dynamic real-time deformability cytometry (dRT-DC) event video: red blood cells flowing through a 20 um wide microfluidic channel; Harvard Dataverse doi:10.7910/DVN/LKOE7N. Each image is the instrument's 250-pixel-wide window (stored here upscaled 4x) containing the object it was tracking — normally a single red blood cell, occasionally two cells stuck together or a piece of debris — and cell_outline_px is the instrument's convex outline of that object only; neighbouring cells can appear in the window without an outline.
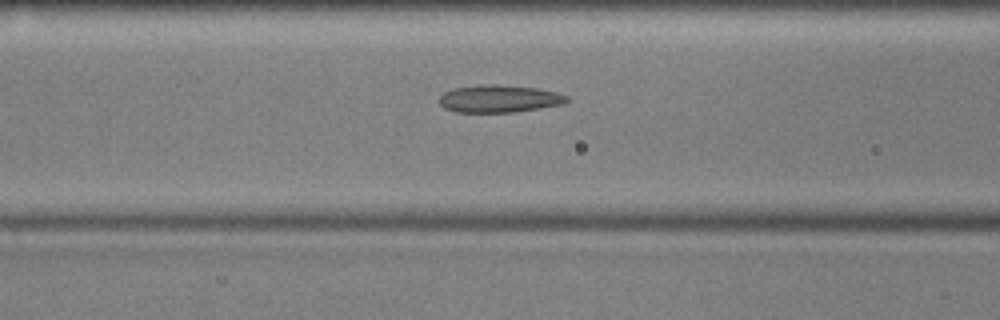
{"species": "common noctule bat (a hibernating species)", "species_latin": "Nyctalus noctula", "temperature_condition": "cold", "stored_images_in_passage": 47, "camera_frame_rate_fps": 3000, "um_per_image_px": 0.085, "animal": {"sex": "male", "body_mass_g": 17.9, "forearm_length_mm": 54.2}, "frame": {"image": 1, "passage_image": 13, "time_ms": 4.0, "image_size_px": [1000, 320], "cell_outline_px": [[568, 100], [564, 104], [516, 112], [456, 112], [444, 108], [440, 104], [440, 96], [444, 92], [452, 88], [480, 84], [496, 84], [536, 88], [556, 92], [568, 96]], "centroid_in_image_um": [42.42, 8.39], "position_along_channel_um": 124.2, "area_um2": 20.52}}
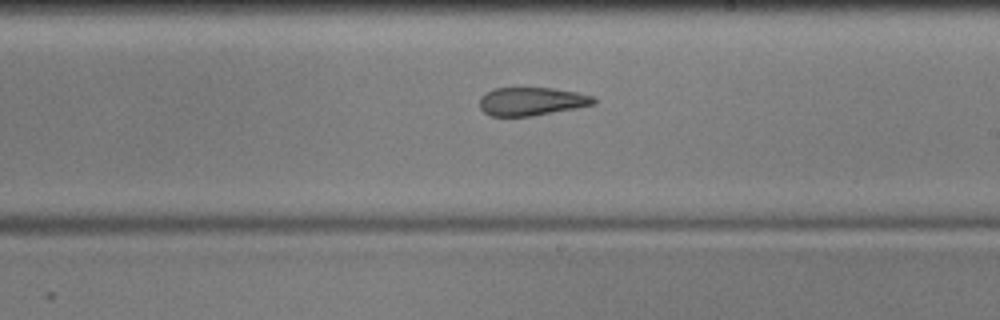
{"frame": {"image": 2, "passage_image": 23, "time_ms": 7.333, "image_size_px": [1000, 320], "cell_outline_px": [[596, 104], [532, 116], [492, 116], [484, 112], [480, 108], [480, 96], [496, 88], [552, 88], [576, 92], [592, 96], [596, 100]], "centroid_in_image_um": [45.18, 8.62], "position_along_channel_um": 243.8, "area_um2": 18.61}}
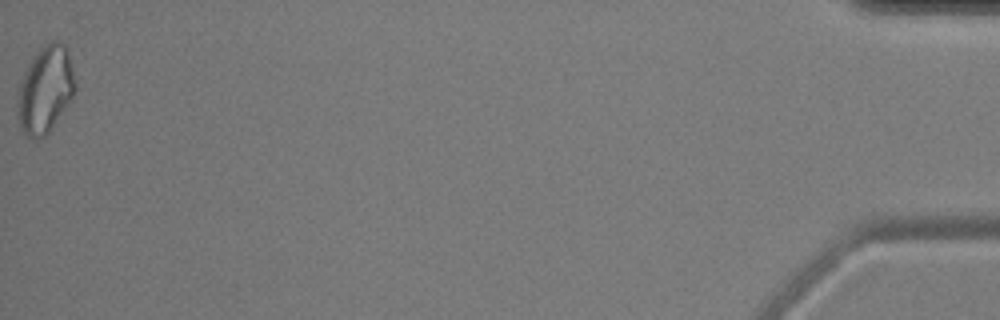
{"frame": {"image": 3, "passage_image": 47, "time_ms": 15.333, "image_size_px": [1000, 320], "cell_outline_px": [[76, 88], [72, 100], [48, 132], [40, 140], [32, 140], [24, 136], [20, 128], [16, 116], [16, 104], [20, 84], [24, 72], [28, 64], [36, 52], [48, 40], [60, 40], [64, 44], [68, 52], [76, 80]], "centroid_in_image_um": [3.84, 7.64], "position_along_channel_um": 431.4, "area_um2": 29.94}, "authors_computed_cell_mechanics": {"area_um2": 21.386, "velocity_mm_per_s": 3.5863, "shape_relaxation_time_tau1_ms": null, "shape_relaxation_time_tau2_ms": 3.152, "deformation_change_tau1": null, "deformation_change_tau2": 0.1005}}